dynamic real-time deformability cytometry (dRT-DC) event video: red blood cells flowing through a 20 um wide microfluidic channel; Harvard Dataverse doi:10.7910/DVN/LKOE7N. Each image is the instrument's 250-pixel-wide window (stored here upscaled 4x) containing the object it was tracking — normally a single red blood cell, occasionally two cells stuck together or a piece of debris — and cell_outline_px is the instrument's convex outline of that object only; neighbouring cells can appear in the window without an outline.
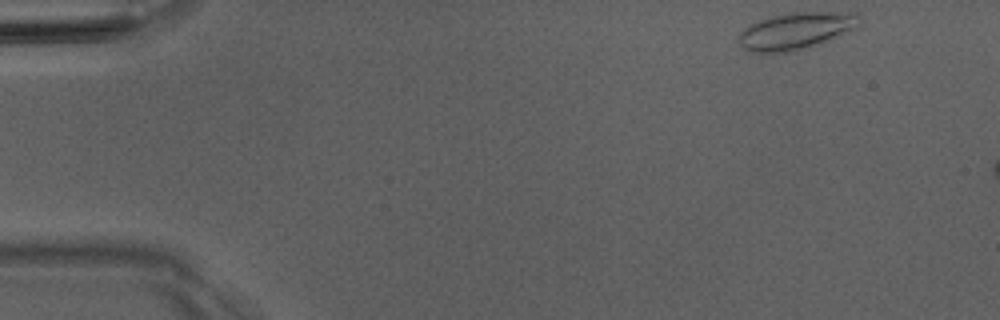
{"species": "Egyptian fruit bat (a non-hibernating species)", "species_latin": "Rousettus aegyptiacus", "temperature_condition": "room temperature", "stored_images_in_passage": 7, "camera_frame_rate_fps": 3000, "um_per_image_px": 0.085, "animal": {"sex": "male"}, "frame": {"image": 1, "passage_image": 1, "time_ms": 0.0, "image_size_px": [1000, 320], "cell_outline_px": [[860, 24], [840, 36], [820, 44], [808, 48], [792, 52], [748, 52], [740, 44], [740, 32], [744, 28], [760, 20], [772, 16], [792, 12], [836, 12], [860, 16]], "centroid_in_image_um": [67.65, 2.64], "position_along_channel_um": 17.4, "area_um2": 25.72}}